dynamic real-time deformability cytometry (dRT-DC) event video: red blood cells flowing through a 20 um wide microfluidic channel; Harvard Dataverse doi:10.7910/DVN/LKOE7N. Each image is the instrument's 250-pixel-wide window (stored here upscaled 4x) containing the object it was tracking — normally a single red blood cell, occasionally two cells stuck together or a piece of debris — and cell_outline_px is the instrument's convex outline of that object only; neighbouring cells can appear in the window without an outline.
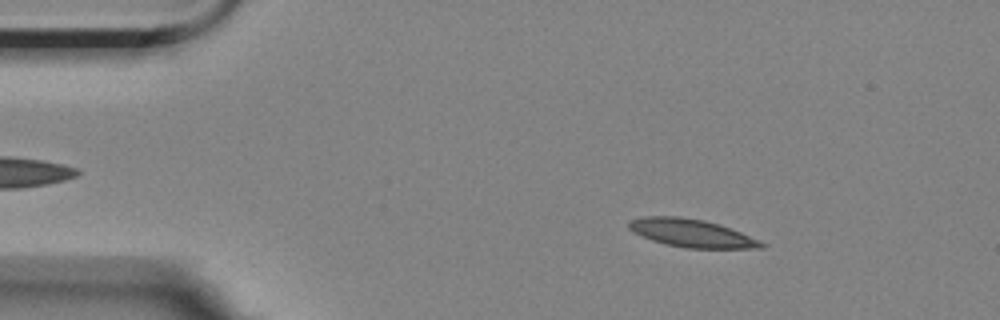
{"species": "Egyptian fruit bat (a non-hibernating species)", "species_latin": "Rousettus aegyptiacus", "temperature_condition": "room temperature", "stored_images_in_passage": 4, "camera_frame_rate_fps": 3000, "um_per_image_px": 0.085, "animal": {"sex": "female"}, "frame": {"image": 1, "passage_image": 2, "time_ms": 1.333, "image_size_px": [1000, 320], "cell_outline_px": [[768, 244], [764, 248], [684, 248], [664, 244], [640, 236], [628, 228], [628, 220], [644, 216], [680, 216], [704, 220], [720, 224], [760, 240]], "centroid_in_image_um": [58.77, 19.81], "position_along_channel_um": 26.2, "area_um2": 21.85}}